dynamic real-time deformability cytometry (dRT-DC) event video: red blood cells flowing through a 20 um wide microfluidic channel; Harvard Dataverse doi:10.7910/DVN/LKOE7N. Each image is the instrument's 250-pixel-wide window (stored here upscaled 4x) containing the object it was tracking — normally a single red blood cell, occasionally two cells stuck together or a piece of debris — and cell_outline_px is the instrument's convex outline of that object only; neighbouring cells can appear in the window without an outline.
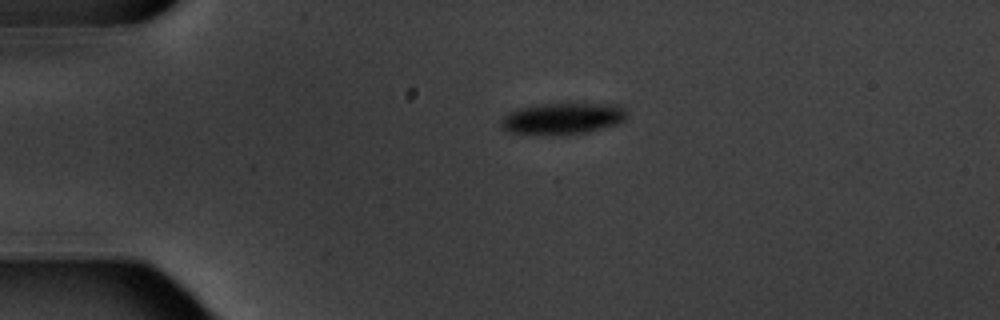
{"species": "common noctule bat (a hibernating species)", "species_latin": "Nyctalus noctula", "temperature_condition": "warm", "stored_images_in_passage": 4, "camera_frame_rate_fps": 3000, "um_per_image_px": 0.085, "animal": {"sex": "male", "body_mass_g": 20.1, "forearm_length_mm": 53.5}, "frame": {"image": 1, "passage_image": 1, "time_ms": 0.0, "image_size_px": [1000, 320], "cell_outline_px": [[628, 116], [624, 120], [616, 124], [588, 132], [560, 136], [552, 136], [508, 132], [500, 124], [500, 120], [504, 116], [520, 108], [544, 104], [616, 104], [624, 108]], "centroid_in_image_um": [47.83, 10.1], "position_along_channel_um": 37.2, "area_um2": 23.12}}
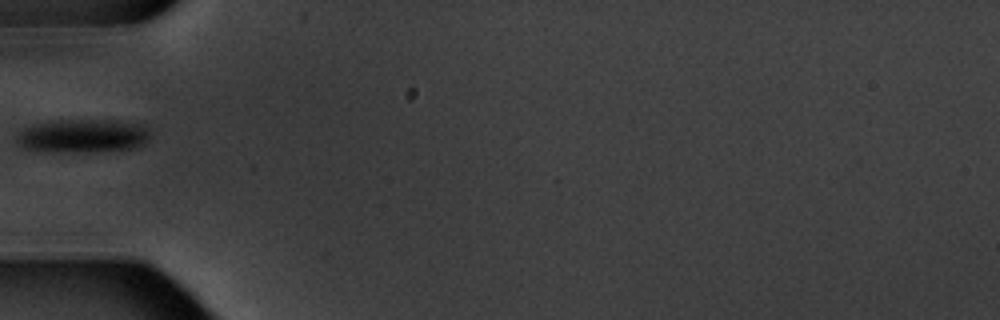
{"frame": {"image": 2, "passage_image": 3, "time_ms": 2.333, "image_size_px": [1000, 320], "cell_outline_px": [[152, 136], [140, 148], [92, 152], [84, 152], [24, 148], [16, 144], [12, 140], [24, 128], [32, 124], [56, 120], [116, 120], [148, 124], [152, 132]], "centroid_in_image_um": [7.16, 11.53], "position_along_channel_um": 77.8, "area_um2": 26.7}}
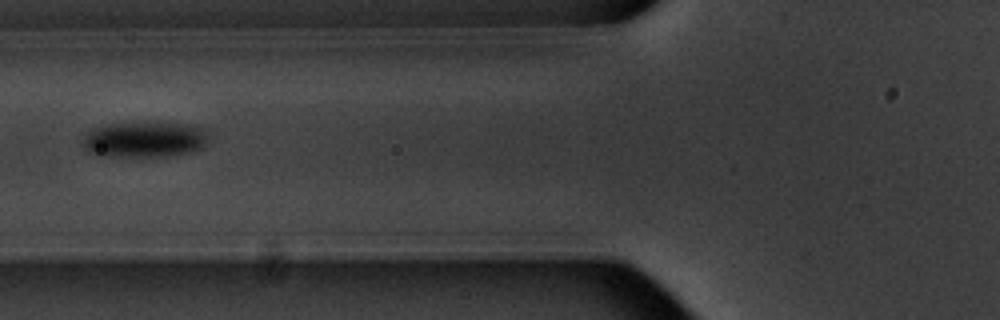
{"frame": {"image": 3, "passage_image": 4, "time_ms": 3.333, "image_size_px": [1000, 320], "cell_outline_px": [[208, 136], [204, 144], [200, 148], [192, 152], [160, 156], [116, 156], [92, 152], [84, 148], [80, 144], [80, 140], [92, 128], [108, 124], [140, 120], [164, 120], [196, 124], [204, 128]], "centroid_in_image_um": [12.32, 11.77], "position_along_channel_um": 113.5, "area_um2": 27.22}}